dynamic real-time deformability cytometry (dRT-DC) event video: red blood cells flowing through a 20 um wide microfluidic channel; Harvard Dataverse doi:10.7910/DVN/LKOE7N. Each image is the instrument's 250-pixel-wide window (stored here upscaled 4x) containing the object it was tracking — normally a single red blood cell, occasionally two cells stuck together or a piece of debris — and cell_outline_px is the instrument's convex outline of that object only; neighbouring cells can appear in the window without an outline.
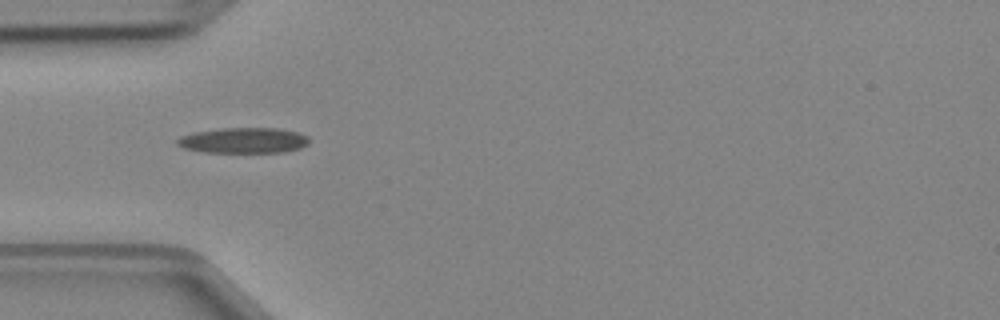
{"species": "Egyptian fruit bat (a non-hibernating species)", "species_latin": "Rousettus aegyptiacus", "temperature_condition": "cold", "stored_images_in_passage": 2, "camera_frame_rate_fps": 3000, "um_per_image_px": 0.085, "animal": {"sex": "female"}, "frame": {"image": 1, "passage_image": 1, "time_ms": 0.0, "image_size_px": [1000, 320], "cell_outline_px": [[308, 144], [300, 148], [284, 152], [204, 152], [184, 148], [176, 144], [176, 140], [180, 136], [196, 132], [224, 128], [276, 128], [300, 132], [308, 136]], "centroid_in_image_um": [20.72, 11.93], "position_along_channel_um": 64.3, "area_um2": 19.59}}